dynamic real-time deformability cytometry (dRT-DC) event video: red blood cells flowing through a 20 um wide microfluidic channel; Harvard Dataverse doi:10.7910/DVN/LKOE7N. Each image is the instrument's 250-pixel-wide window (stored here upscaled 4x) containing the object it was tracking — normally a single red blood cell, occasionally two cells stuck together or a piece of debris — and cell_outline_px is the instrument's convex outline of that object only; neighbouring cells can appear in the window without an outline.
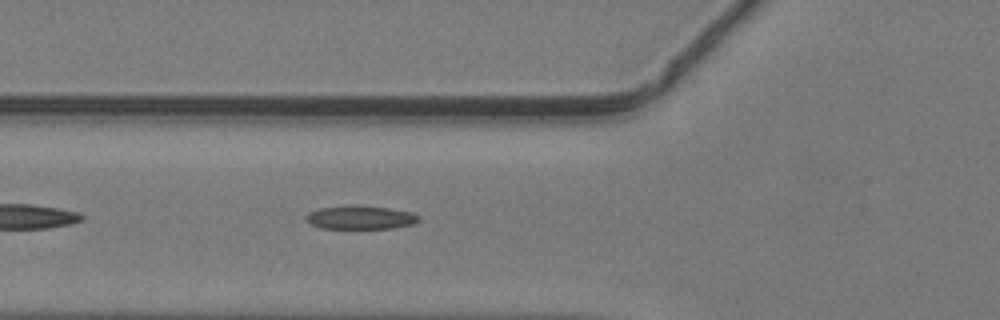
{"species": "common noctule bat (a hibernating species)", "species_latin": "Nyctalus noctula", "temperature_condition": "warm", "stored_images_in_passage": 34, "camera_frame_rate_fps": 3000, "um_per_image_px": 0.085, "animal": {"sex": "male", "body_mass_g": 19.2, "forearm_length_mm": 51.8}, "frame": {"image": 1, "passage_image": 5, "time_ms": 1.333, "image_size_px": [1000, 320], "cell_outline_px": [[420, 220], [412, 224], [396, 228], [320, 228], [312, 224], [304, 216], [308, 212], [320, 208], [356, 204], [388, 208], [412, 212], [420, 216]], "centroid_in_image_um": [30.66, 18.47], "position_along_channel_um": 95.1, "area_um2": 15.55}}
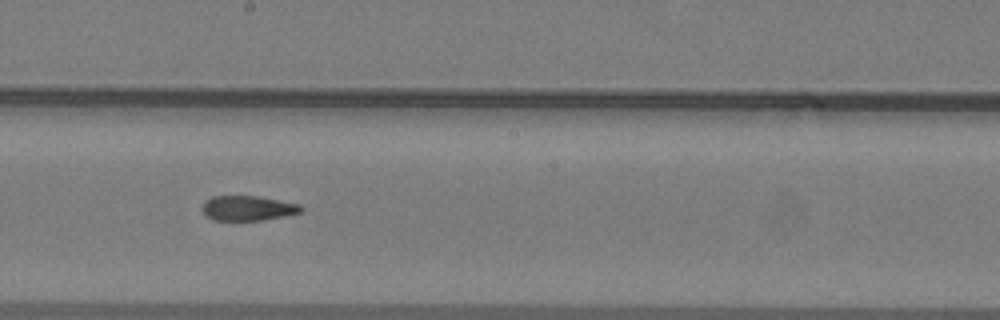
{"frame": {"image": 2, "passage_image": 14, "time_ms": 4.333, "image_size_px": [1000, 320], "cell_outline_px": [[304, 208], [300, 212], [284, 216], [264, 220], [212, 220], [204, 212], [204, 200], [212, 196], [260, 196], [300, 204]], "centroid_in_image_um": [21.1, 17.68], "position_along_channel_um": 227.1, "area_um2": 14.28}}
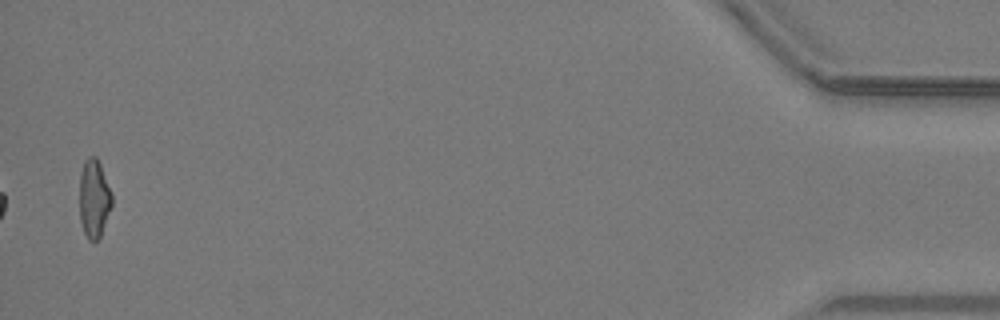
{"frame": {"image": 3, "passage_image": 34, "time_ms": 11.0, "image_size_px": [1000, 320], "cell_outline_px": [[112, 204], [100, 236], [96, 240], [88, 240], [84, 232], [80, 220], [80, 176], [84, 160], [88, 156], [96, 156], [100, 164], [112, 192]], "centroid_in_image_um": [7.99, 16.85], "position_along_channel_um": 427.2, "area_um2": 14.68}}